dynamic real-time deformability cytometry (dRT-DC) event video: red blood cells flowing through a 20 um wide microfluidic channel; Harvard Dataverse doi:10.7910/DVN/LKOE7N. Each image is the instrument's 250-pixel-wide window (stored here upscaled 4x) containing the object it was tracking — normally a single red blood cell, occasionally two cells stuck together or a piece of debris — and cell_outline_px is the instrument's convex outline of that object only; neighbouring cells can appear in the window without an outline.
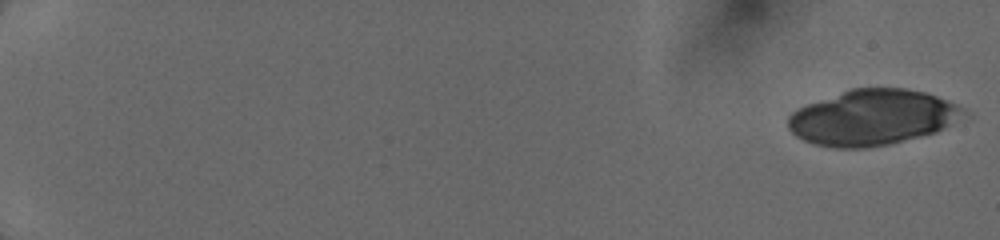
{"species": "human", "species_latin": "Homo sapiens", "temperature_condition": "cold", "stored_images_in_passage": 24, "camera_frame_rate_fps": 3000, "um_per_image_px": 0.085, "donor": {"sex": "female"}, "frame": {"image": 1, "passage_image": 1, "time_ms": 0.0, "image_size_px": [1000, 240], "cell_outline_px": [[960, 108], [948, 124], [936, 132], [888, 144], [868, 148], [832, 148], [812, 144], [796, 136], [788, 128], [788, 116], [796, 108], [804, 104], [852, 88], [904, 88], [924, 92], [936, 96], [956, 104]], "centroid_in_image_um": [73.98, 9.99], "position_along_channel_um": 11.0, "area_um2": 55.89}}
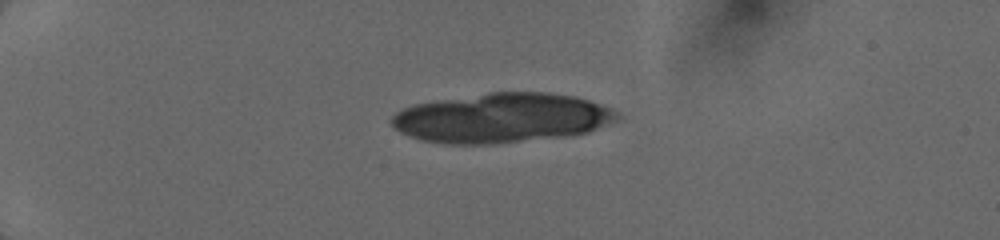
{"frame": {"image": 2, "passage_image": 8, "time_ms": 4.333, "image_size_px": [1000, 240], "cell_outline_px": [[620, 120], [588, 132], [572, 136], [496, 144], [448, 144], [420, 140], [400, 132], [392, 124], [392, 116], [400, 108], [416, 104], [436, 100], [488, 92], [548, 92], [572, 96], [588, 100], [612, 108], [620, 112]], "centroid_in_image_um": [42.69, 10.03], "position_along_channel_um": 42.3, "area_um2": 65.78}}
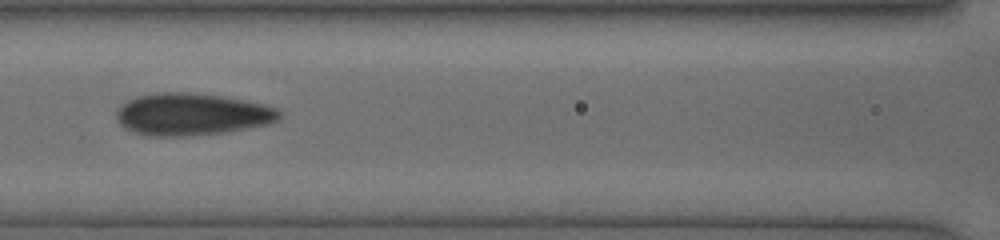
{"frame": {"image": 3, "passage_image": 21, "time_ms": 8.667, "image_size_px": [1000, 240], "cell_outline_px": [[280, 116], [276, 120], [268, 124], [224, 132], [184, 136], [152, 136], [136, 132], [124, 128], [120, 124], [116, 116], [116, 112], [128, 100], [136, 96], [160, 92], [188, 92], [224, 96], [264, 104], [276, 108], [280, 112]], "centroid_in_image_um": [16.3, 9.7], "position_along_channel_um": 150.3, "area_um2": 39.71}}